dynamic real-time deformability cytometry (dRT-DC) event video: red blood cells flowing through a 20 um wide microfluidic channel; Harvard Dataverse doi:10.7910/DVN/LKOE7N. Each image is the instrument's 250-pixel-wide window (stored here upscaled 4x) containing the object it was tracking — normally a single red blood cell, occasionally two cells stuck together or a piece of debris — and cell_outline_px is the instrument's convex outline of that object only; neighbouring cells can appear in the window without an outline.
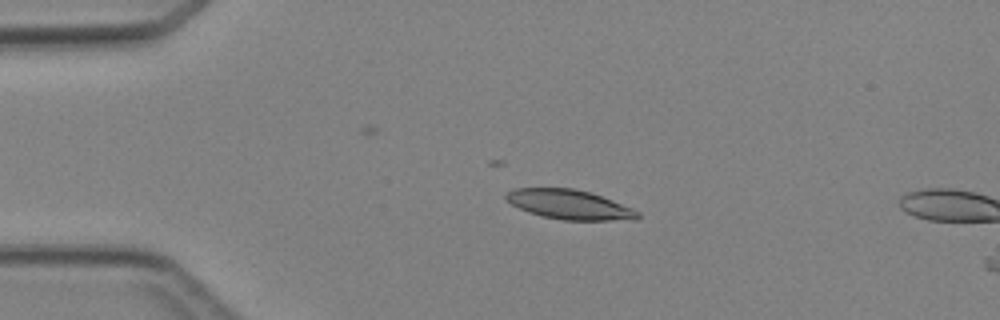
{"species": "Egyptian fruit bat (a non-hibernating species)", "species_latin": "Rousettus aegyptiacus", "temperature_condition": "cold", "stored_images_in_passage": 6, "camera_frame_rate_fps": 3000, "um_per_image_px": 0.085, "animal": {"sex": "female"}, "frame": {"image": 1, "passage_image": 5, "time_ms": 4.667, "image_size_px": [1000, 320], "cell_outline_px": [[640, 216], [636, 220], [564, 220], [540, 216], [528, 212], [512, 204], [504, 196], [508, 192], [516, 188], [572, 188], [592, 192], [632, 208], [640, 212]], "centroid_in_image_um": [48.44, 17.39], "position_along_channel_um": 36.6, "area_um2": 22.66}}